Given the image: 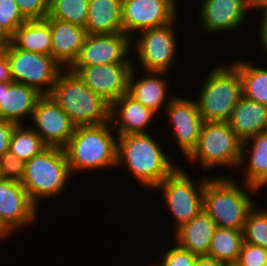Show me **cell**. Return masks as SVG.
Listing matches in <instances>:
<instances>
[{
  "instance_id": "obj_1",
  "label": "cell",
  "mask_w": 267,
  "mask_h": 266,
  "mask_svg": "<svg viewBox=\"0 0 267 266\" xmlns=\"http://www.w3.org/2000/svg\"><path fill=\"white\" fill-rule=\"evenodd\" d=\"M158 143L150 133L117 135L116 167L125 165L140 186L154 190L179 167Z\"/></svg>"
},
{
  "instance_id": "obj_2",
  "label": "cell",
  "mask_w": 267,
  "mask_h": 266,
  "mask_svg": "<svg viewBox=\"0 0 267 266\" xmlns=\"http://www.w3.org/2000/svg\"><path fill=\"white\" fill-rule=\"evenodd\" d=\"M243 186L237 181L235 183L231 176L217 175L206 181L202 209L213 219L216 227L243 230L248 213L256 206L251 197L259 191L246 183ZM249 192L253 195L250 196Z\"/></svg>"
},
{
  "instance_id": "obj_3",
  "label": "cell",
  "mask_w": 267,
  "mask_h": 266,
  "mask_svg": "<svg viewBox=\"0 0 267 266\" xmlns=\"http://www.w3.org/2000/svg\"><path fill=\"white\" fill-rule=\"evenodd\" d=\"M110 121L99 125L76 126L66 145L71 174L77 171L116 168L117 135Z\"/></svg>"
},
{
  "instance_id": "obj_4",
  "label": "cell",
  "mask_w": 267,
  "mask_h": 266,
  "mask_svg": "<svg viewBox=\"0 0 267 266\" xmlns=\"http://www.w3.org/2000/svg\"><path fill=\"white\" fill-rule=\"evenodd\" d=\"M75 126L99 125L110 121V104L89 89L70 69H63L48 94Z\"/></svg>"
},
{
  "instance_id": "obj_5",
  "label": "cell",
  "mask_w": 267,
  "mask_h": 266,
  "mask_svg": "<svg viewBox=\"0 0 267 266\" xmlns=\"http://www.w3.org/2000/svg\"><path fill=\"white\" fill-rule=\"evenodd\" d=\"M71 176L65 149L47 147L26 161L21 183L32 202L38 206L41 199L59 196Z\"/></svg>"
},
{
  "instance_id": "obj_6",
  "label": "cell",
  "mask_w": 267,
  "mask_h": 266,
  "mask_svg": "<svg viewBox=\"0 0 267 266\" xmlns=\"http://www.w3.org/2000/svg\"><path fill=\"white\" fill-rule=\"evenodd\" d=\"M230 64L211 69L202 84L199 97L194 99L204 122H227L234 107L243 97L240 74Z\"/></svg>"
},
{
  "instance_id": "obj_7",
  "label": "cell",
  "mask_w": 267,
  "mask_h": 266,
  "mask_svg": "<svg viewBox=\"0 0 267 266\" xmlns=\"http://www.w3.org/2000/svg\"><path fill=\"white\" fill-rule=\"evenodd\" d=\"M242 141L228 122L206 121L203 123L198 144L186 158L190 164L200 163L205 169L217 166L240 167Z\"/></svg>"
},
{
  "instance_id": "obj_8",
  "label": "cell",
  "mask_w": 267,
  "mask_h": 266,
  "mask_svg": "<svg viewBox=\"0 0 267 266\" xmlns=\"http://www.w3.org/2000/svg\"><path fill=\"white\" fill-rule=\"evenodd\" d=\"M0 50L8 58L12 81L33 87L42 95L51 92L58 75L64 69L52 55L15 48L8 40Z\"/></svg>"
},
{
  "instance_id": "obj_9",
  "label": "cell",
  "mask_w": 267,
  "mask_h": 266,
  "mask_svg": "<svg viewBox=\"0 0 267 266\" xmlns=\"http://www.w3.org/2000/svg\"><path fill=\"white\" fill-rule=\"evenodd\" d=\"M209 178V176L202 178L197 181V184L184 168L182 170L179 166L154 188L161 192L165 205L175 219L174 231L203 210V191Z\"/></svg>"
},
{
  "instance_id": "obj_10",
  "label": "cell",
  "mask_w": 267,
  "mask_h": 266,
  "mask_svg": "<svg viewBox=\"0 0 267 266\" xmlns=\"http://www.w3.org/2000/svg\"><path fill=\"white\" fill-rule=\"evenodd\" d=\"M159 27H153L140 32L136 38L135 46L138 61L144 68V72H166L170 73L173 61L176 60L177 42L174 22ZM168 71V72H167Z\"/></svg>"
},
{
  "instance_id": "obj_11",
  "label": "cell",
  "mask_w": 267,
  "mask_h": 266,
  "mask_svg": "<svg viewBox=\"0 0 267 266\" xmlns=\"http://www.w3.org/2000/svg\"><path fill=\"white\" fill-rule=\"evenodd\" d=\"M134 63L102 64L93 66H71L84 84L100 95L110 105L128 93V81Z\"/></svg>"
},
{
  "instance_id": "obj_12",
  "label": "cell",
  "mask_w": 267,
  "mask_h": 266,
  "mask_svg": "<svg viewBox=\"0 0 267 266\" xmlns=\"http://www.w3.org/2000/svg\"><path fill=\"white\" fill-rule=\"evenodd\" d=\"M133 39L124 34H88L72 66H93L132 62ZM128 55V56H127ZM129 57V58H128Z\"/></svg>"
},
{
  "instance_id": "obj_13",
  "label": "cell",
  "mask_w": 267,
  "mask_h": 266,
  "mask_svg": "<svg viewBox=\"0 0 267 266\" xmlns=\"http://www.w3.org/2000/svg\"><path fill=\"white\" fill-rule=\"evenodd\" d=\"M30 127L48 147L65 148L74 133L75 125L66 112L49 96L43 95L32 112Z\"/></svg>"
},
{
  "instance_id": "obj_14",
  "label": "cell",
  "mask_w": 267,
  "mask_h": 266,
  "mask_svg": "<svg viewBox=\"0 0 267 266\" xmlns=\"http://www.w3.org/2000/svg\"><path fill=\"white\" fill-rule=\"evenodd\" d=\"M176 11L168 0H122L123 33L132 39V33L172 22Z\"/></svg>"
},
{
  "instance_id": "obj_15",
  "label": "cell",
  "mask_w": 267,
  "mask_h": 266,
  "mask_svg": "<svg viewBox=\"0 0 267 266\" xmlns=\"http://www.w3.org/2000/svg\"><path fill=\"white\" fill-rule=\"evenodd\" d=\"M38 209L21 182L0 179V226L9 235L34 223Z\"/></svg>"
},
{
  "instance_id": "obj_16",
  "label": "cell",
  "mask_w": 267,
  "mask_h": 266,
  "mask_svg": "<svg viewBox=\"0 0 267 266\" xmlns=\"http://www.w3.org/2000/svg\"><path fill=\"white\" fill-rule=\"evenodd\" d=\"M163 109L172 123L173 137L186 159L196 148L204 123L196 102L176 95Z\"/></svg>"
},
{
  "instance_id": "obj_17",
  "label": "cell",
  "mask_w": 267,
  "mask_h": 266,
  "mask_svg": "<svg viewBox=\"0 0 267 266\" xmlns=\"http://www.w3.org/2000/svg\"><path fill=\"white\" fill-rule=\"evenodd\" d=\"M200 7L202 29L208 33H222L243 25L247 11L256 9V0H203Z\"/></svg>"
},
{
  "instance_id": "obj_18",
  "label": "cell",
  "mask_w": 267,
  "mask_h": 266,
  "mask_svg": "<svg viewBox=\"0 0 267 266\" xmlns=\"http://www.w3.org/2000/svg\"><path fill=\"white\" fill-rule=\"evenodd\" d=\"M156 115L128 93L110 105V122L117 135L149 133L146 128L151 126Z\"/></svg>"
},
{
  "instance_id": "obj_19",
  "label": "cell",
  "mask_w": 267,
  "mask_h": 266,
  "mask_svg": "<svg viewBox=\"0 0 267 266\" xmlns=\"http://www.w3.org/2000/svg\"><path fill=\"white\" fill-rule=\"evenodd\" d=\"M43 95L33 87L13 81L0 84V119L22 124L31 118L38 100ZM30 116V117H29Z\"/></svg>"
},
{
  "instance_id": "obj_20",
  "label": "cell",
  "mask_w": 267,
  "mask_h": 266,
  "mask_svg": "<svg viewBox=\"0 0 267 266\" xmlns=\"http://www.w3.org/2000/svg\"><path fill=\"white\" fill-rule=\"evenodd\" d=\"M52 32V57L65 69H69L78 58L88 35L84 27L52 19L48 16ZM66 66V67H65Z\"/></svg>"
},
{
  "instance_id": "obj_21",
  "label": "cell",
  "mask_w": 267,
  "mask_h": 266,
  "mask_svg": "<svg viewBox=\"0 0 267 266\" xmlns=\"http://www.w3.org/2000/svg\"><path fill=\"white\" fill-rule=\"evenodd\" d=\"M136 68H132L128 81V94L150 108L156 114L159 109L167 107L174 95L168 94V82L165 80L166 72H145V76L137 79ZM169 95V97H167ZM171 96V97H170ZM168 100V101H167ZM167 101V102H166ZM166 102V104H164ZM163 105V106H162ZM158 112V113H157Z\"/></svg>"
},
{
  "instance_id": "obj_22",
  "label": "cell",
  "mask_w": 267,
  "mask_h": 266,
  "mask_svg": "<svg viewBox=\"0 0 267 266\" xmlns=\"http://www.w3.org/2000/svg\"><path fill=\"white\" fill-rule=\"evenodd\" d=\"M227 122L238 138L244 142L260 132L267 131V106L243 96Z\"/></svg>"
},
{
  "instance_id": "obj_23",
  "label": "cell",
  "mask_w": 267,
  "mask_h": 266,
  "mask_svg": "<svg viewBox=\"0 0 267 266\" xmlns=\"http://www.w3.org/2000/svg\"><path fill=\"white\" fill-rule=\"evenodd\" d=\"M213 219L203 210L174 232L175 242L198 256H207L214 230Z\"/></svg>"
},
{
  "instance_id": "obj_24",
  "label": "cell",
  "mask_w": 267,
  "mask_h": 266,
  "mask_svg": "<svg viewBox=\"0 0 267 266\" xmlns=\"http://www.w3.org/2000/svg\"><path fill=\"white\" fill-rule=\"evenodd\" d=\"M249 144L251 150L249 149L247 153H250L246 155V146H249ZM242 164L247 166L244 168L246 171H243L246 172L243 180L244 183L258 190L263 189L265 185L267 186V131L260 132L256 136L242 142L240 166Z\"/></svg>"
},
{
  "instance_id": "obj_25",
  "label": "cell",
  "mask_w": 267,
  "mask_h": 266,
  "mask_svg": "<svg viewBox=\"0 0 267 266\" xmlns=\"http://www.w3.org/2000/svg\"><path fill=\"white\" fill-rule=\"evenodd\" d=\"M15 47L24 51L51 55L52 32L45 19L26 20L8 39Z\"/></svg>"
},
{
  "instance_id": "obj_26",
  "label": "cell",
  "mask_w": 267,
  "mask_h": 266,
  "mask_svg": "<svg viewBox=\"0 0 267 266\" xmlns=\"http://www.w3.org/2000/svg\"><path fill=\"white\" fill-rule=\"evenodd\" d=\"M88 34H112L122 30V0H89Z\"/></svg>"
},
{
  "instance_id": "obj_27",
  "label": "cell",
  "mask_w": 267,
  "mask_h": 266,
  "mask_svg": "<svg viewBox=\"0 0 267 266\" xmlns=\"http://www.w3.org/2000/svg\"><path fill=\"white\" fill-rule=\"evenodd\" d=\"M232 64L240 74L243 96L267 106V68L256 67L251 61L237 60Z\"/></svg>"
},
{
  "instance_id": "obj_28",
  "label": "cell",
  "mask_w": 267,
  "mask_h": 266,
  "mask_svg": "<svg viewBox=\"0 0 267 266\" xmlns=\"http://www.w3.org/2000/svg\"><path fill=\"white\" fill-rule=\"evenodd\" d=\"M243 242V230L216 227L207 257L225 264L236 263Z\"/></svg>"
},
{
  "instance_id": "obj_29",
  "label": "cell",
  "mask_w": 267,
  "mask_h": 266,
  "mask_svg": "<svg viewBox=\"0 0 267 266\" xmlns=\"http://www.w3.org/2000/svg\"><path fill=\"white\" fill-rule=\"evenodd\" d=\"M48 146L43 139L30 127L16 125L11 134L9 151L25 162L34 155L41 153Z\"/></svg>"
},
{
  "instance_id": "obj_30",
  "label": "cell",
  "mask_w": 267,
  "mask_h": 266,
  "mask_svg": "<svg viewBox=\"0 0 267 266\" xmlns=\"http://www.w3.org/2000/svg\"><path fill=\"white\" fill-rule=\"evenodd\" d=\"M88 3L89 0H50L48 16L85 28L88 20Z\"/></svg>"
},
{
  "instance_id": "obj_31",
  "label": "cell",
  "mask_w": 267,
  "mask_h": 266,
  "mask_svg": "<svg viewBox=\"0 0 267 266\" xmlns=\"http://www.w3.org/2000/svg\"><path fill=\"white\" fill-rule=\"evenodd\" d=\"M244 242L267 248V209L250 210L243 228Z\"/></svg>"
},
{
  "instance_id": "obj_32",
  "label": "cell",
  "mask_w": 267,
  "mask_h": 266,
  "mask_svg": "<svg viewBox=\"0 0 267 266\" xmlns=\"http://www.w3.org/2000/svg\"><path fill=\"white\" fill-rule=\"evenodd\" d=\"M26 21L15 0H0V34L8 40Z\"/></svg>"
},
{
  "instance_id": "obj_33",
  "label": "cell",
  "mask_w": 267,
  "mask_h": 266,
  "mask_svg": "<svg viewBox=\"0 0 267 266\" xmlns=\"http://www.w3.org/2000/svg\"><path fill=\"white\" fill-rule=\"evenodd\" d=\"M160 255L162 261L158 266H195L198 255L180 247L177 243ZM154 264H152L153 266ZM155 265V266H157Z\"/></svg>"
},
{
  "instance_id": "obj_34",
  "label": "cell",
  "mask_w": 267,
  "mask_h": 266,
  "mask_svg": "<svg viewBox=\"0 0 267 266\" xmlns=\"http://www.w3.org/2000/svg\"><path fill=\"white\" fill-rule=\"evenodd\" d=\"M25 161L13 155L10 151L0 157V173L2 179L22 182L25 174Z\"/></svg>"
},
{
  "instance_id": "obj_35",
  "label": "cell",
  "mask_w": 267,
  "mask_h": 266,
  "mask_svg": "<svg viewBox=\"0 0 267 266\" xmlns=\"http://www.w3.org/2000/svg\"><path fill=\"white\" fill-rule=\"evenodd\" d=\"M236 264L239 266H263L267 264V248L243 242Z\"/></svg>"
},
{
  "instance_id": "obj_36",
  "label": "cell",
  "mask_w": 267,
  "mask_h": 266,
  "mask_svg": "<svg viewBox=\"0 0 267 266\" xmlns=\"http://www.w3.org/2000/svg\"><path fill=\"white\" fill-rule=\"evenodd\" d=\"M26 20L45 19L50 10V0H15Z\"/></svg>"
},
{
  "instance_id": "obj_37",
  "label": "cell",
  "mask_w": 267,
  "mask_h": 266,
  "mask_svg": "<svg viewBox=\"0 0 267 266\" xmlns=\"http://www.w3.org/2000/svg\"><path fill=\"white\" fill-rule=\"evenodd\" d=\"M16 125L11 121L0 119V157L4 152L9 151L11 134Z\"/></svg>"
},
{
  "instance_id": "obj_38",
  "label": "cell",
  "mask_w": 267,
  "mask_h": 266,
  "mask_svg": "<svg viewBox=\"0 0 267 266\" xmlns=\"http://www.w3.org/2000/svg\"><path fill=\"white\" fill-rule=\"evenodd\" d=\"M260 12L262 13V16L258 30L260 33H258V35L260 36L259 41L263 47V52H265V55H267V10H261Z\"/></svg>"
},
{
  "instance_id": "obj_39",
  "label": "cell",
  "mask_w": 267,
  "mask_h": 266,
  "mask_svg": "<svg viewBox=\"0 0 267 266\" xmlns=\"http://www.w3.org/2000/svg\"><path fill=\"white\" fill-rule=\"evenodd\" d=\"M12 81L7 56L0 50V84Z\"/></svg>"
},
{
  "instance_id": "obj_40",
  "label": "cell",
  "mask_w": 267,
  "mask_h": 266,
  "mask_svg": "<svg viewBox=\"0 0 267 266\" xmlns=\"http://www.w3.org/2000/svg\"><path fill=\"white\" fill-rule=\"evenodd\" d=\"M226 264L222 261L207 257L199 256L195 266H225Z\"/></svg>"
},
{
  "instance_id": "obj_41",
  "label": "cell",
  "mask_w": 267,
  "mask_h": 266,
  "mask_svg": "<svg viewBox=\"0 0 267 266\" xmlns=\"http://www.w3.org/2000/svg\"><path fill=\"white\" fill-rule=\"evenodd\" d=\"M256 9L267 10V0H256Z\"/></svg>"
},
{
  "instance_id": "obj_42",
  "label": "cell",
  "mask_w": 267,
  "mask_h": 266,
  "mask_svg": "<svg viewBox=\"0 0 267 266\" xmlns=\"http://www.w3.org/2000/svg\"><path fill=\"white\" fill-rule=\"evenodd\" d=\"M6 237L9 238V234L0 226V240Z\"/></svg>"
},
{
  "instance_id": "obj_43",
  "label": "cell",
  "mask_w": 267,
  "mask_h": 266,
  "mask_svg": "<svg viewBox=\"0 0 267 266\" xmlns=\"http://www.w3.org/2000/svg\"><path fill=\"white\" fill-rule=\"evenodd\" d=\"M7 42V40L0 34V48Z\"/></svg>"
},
{
  "instance_id": "obj_44",
  "label": "cell",
  "mask_w": 267,
  "mask_h": 266,
  "mask_svg": "<svg viewBox=\"0 0 267 266\" xmlns=\"http://www.w3.org/2000/svg\"><path fill=\"white\" fill-rule=\"evenodd\" d=\"M176 9L178 8V7H176V1L177 0H168Z\"/></svg>"
},
{
  "instance_id": "obj_45",
  "label": "cell",
  "mask_w": 267,
  "mask_h": 266,
  "mask_svg": "<svg viewBox=\"0 0 267 266\" xmlns=\"http://www.w3.org/2000/svg\"><path fill=\"white\" fill-rule=\"evenodd\" d=\"M225 266H239V265L236 263H230V264H226Z\"/></svg>"
}]
</instances>
